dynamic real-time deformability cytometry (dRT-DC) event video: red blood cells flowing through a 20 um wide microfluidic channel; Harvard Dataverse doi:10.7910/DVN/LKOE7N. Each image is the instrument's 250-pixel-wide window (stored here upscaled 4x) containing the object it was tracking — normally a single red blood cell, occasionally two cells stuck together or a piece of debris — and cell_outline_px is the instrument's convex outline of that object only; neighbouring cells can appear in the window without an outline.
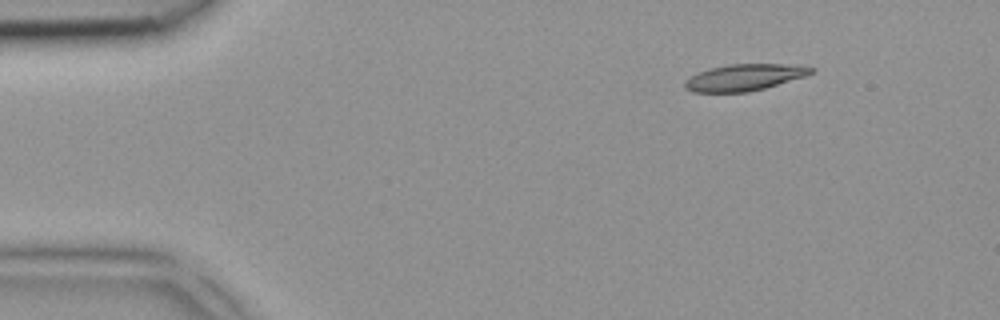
{"species": "common noctule bat (a hibernating species)", "species_latin": "Nyctalus noctula", "temperature_condition": "room temperature", "stored_images_in_passage": 3, "camera_frame_rate_fps": 3000, "um_per_image_px": 0.085, "animal": {"sex": "female", "body_mass_g": 18.4}, "frame": {"image": 1, "passage_image": 1, "time_ms": 0.0, "image_size_px": [1000, 320], "cell_outline_px": [[816, 68], [808, 76], [764, 88], [748, 92], [692, 92], [684, 88], [684, 80], [700, 72], [712, 68], [728, 64], [804, 64]], "centroid_in_image_um": [63.35, 6.57], "position_along_channel_um": 21.7, "area_um2": 19.71}}
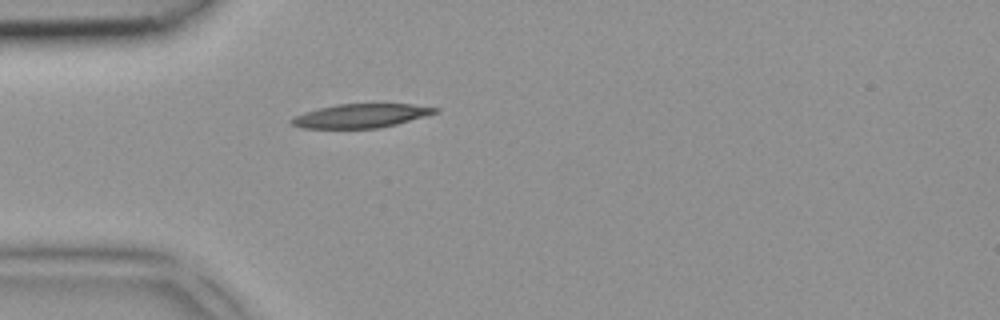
{"frame": {"image": 2, "passage_image": 3, "time_ms": 0.667, "image_size_px": [1000, 320], "cell_outline_px": [[440, 112], [396, 124], [380, 128], [300, 128], [292, 124], [288, 120], [304, 112], [336, 104], [412, 104], [440, 108]], "centroid_in_image_um": [30.7, 9.84], "position_along_channel_um": 54.3, "area_um2": 19.94}}